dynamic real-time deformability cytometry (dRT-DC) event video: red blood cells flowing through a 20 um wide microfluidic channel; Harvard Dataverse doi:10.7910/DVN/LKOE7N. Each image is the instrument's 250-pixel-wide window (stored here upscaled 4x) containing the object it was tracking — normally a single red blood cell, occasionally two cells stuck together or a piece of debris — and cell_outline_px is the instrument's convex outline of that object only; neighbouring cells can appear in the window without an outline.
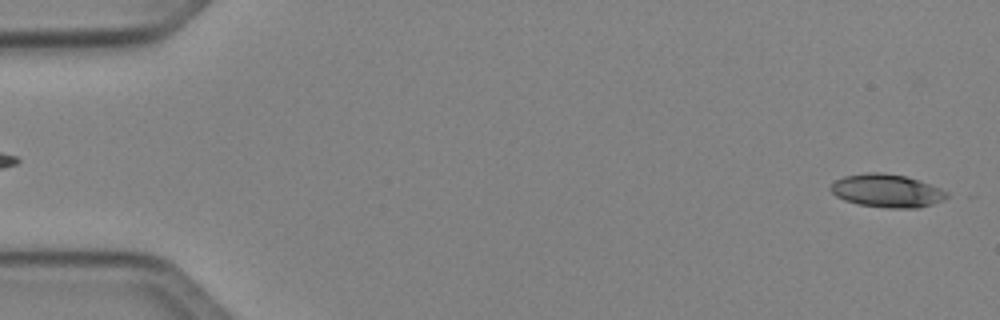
{"species": "Egyptian fruit bat (a non-hibernating species)", "species_latin": "Rousettus aegyptiacus", "temperature_condition": "cold", "stored_images_in_passage": 5, "segment_of_instrument_passage": [2, 2], "camera_frame_rate_fps": 3000, "um_per_image_px": 0.085, "animal": {"sex": "female"}, "frame": {"image": 1, "passage_image": 5, "time_ms": 4.667, "image_size_px": [1000, 320], "cell_outline_px": [[952, 196], [944, 200], [920, 208], [888, 208], [860, 204], [844, 200], [836, 196], [828, 188], [836, 180], [844, 176], [868, 172], [880, 172], [904, 176], [940, 188], [948, 192]], "centroid_in_image_um": [75.4, 16.22], "position_along_channel_um": 9.6, "area_um2": 22.37}}